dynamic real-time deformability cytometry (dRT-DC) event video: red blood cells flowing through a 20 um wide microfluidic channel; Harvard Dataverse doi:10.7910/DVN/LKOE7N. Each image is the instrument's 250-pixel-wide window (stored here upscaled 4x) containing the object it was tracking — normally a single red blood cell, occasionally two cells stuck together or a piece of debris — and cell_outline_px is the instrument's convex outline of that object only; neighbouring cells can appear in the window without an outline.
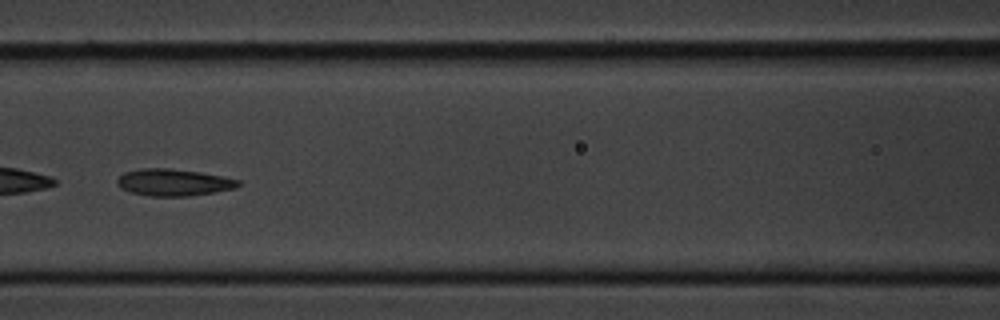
{"species": "common noctule bat (a hibernating species)", "species_latin": "Nyctalus noctula", "temperature_condition": "cold", "stored_images_in_passage": 11, "camera_frame_rate_fps": 3000, "um_per_image_px": 0.085, "animal": {"sex": "male", "body_mass_g": 20.1, "forearm_length_mm": 53.5}, "frame": {"image": 1, "passage_image": 4, "time_ms": 3.333, "image_size_px": [1000, 320], "cell_outline_px": [[240, 184], [236, 188], [216, 192], [188, 196], [148, 196], [132, 192], [120, 188], [116, 184], [116, 180], [124, 172], [140, 168], [168, 168], [200, 172], [240, 180]], "centroid_in_image_um": [14.73, 15.5], "position_along_channel_um": 151.9, "area_um2": 19.02}}
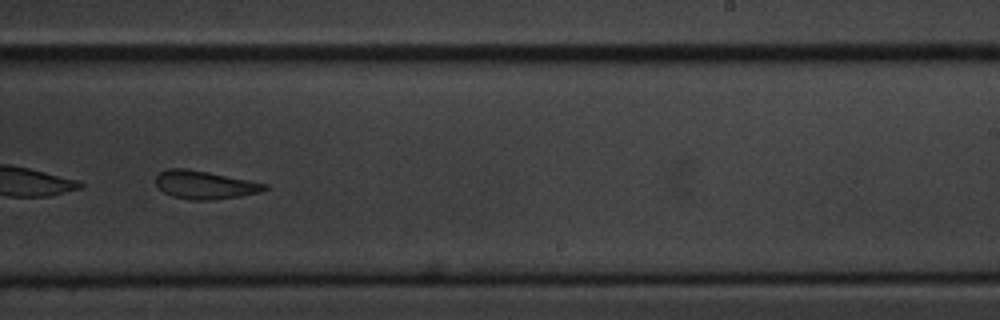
{"frame": {"image": 2, "passage_image": 7, "time_ms": 6.667, "image_size_px": [1000, 320], "cell_outline_px": [[268, 188], [260, 192], [240, 196], [212, 200], [192, 200], [172, 196], [164, 192], [156, 184], [156, 176], [160, 172], [168, 168], [184, 168], [208, 172], [268, 184]], "centroid_in_image_um": [17.4, 15.71], "position_along_channel_um": 271.6, "area_um2": 17.74}, "authors_computed_cell_mechanics": {"area_um2": 19.0162, "velocity_mm_per_s": 3.6102, "shape_relaxation_time_tau1_ms": 2.7377, "shape_relaxation_time_tau2_ms": 2.9709, "deformation_change_tau1": 0.0743, "deformation_change_tau2": 0.0933}}